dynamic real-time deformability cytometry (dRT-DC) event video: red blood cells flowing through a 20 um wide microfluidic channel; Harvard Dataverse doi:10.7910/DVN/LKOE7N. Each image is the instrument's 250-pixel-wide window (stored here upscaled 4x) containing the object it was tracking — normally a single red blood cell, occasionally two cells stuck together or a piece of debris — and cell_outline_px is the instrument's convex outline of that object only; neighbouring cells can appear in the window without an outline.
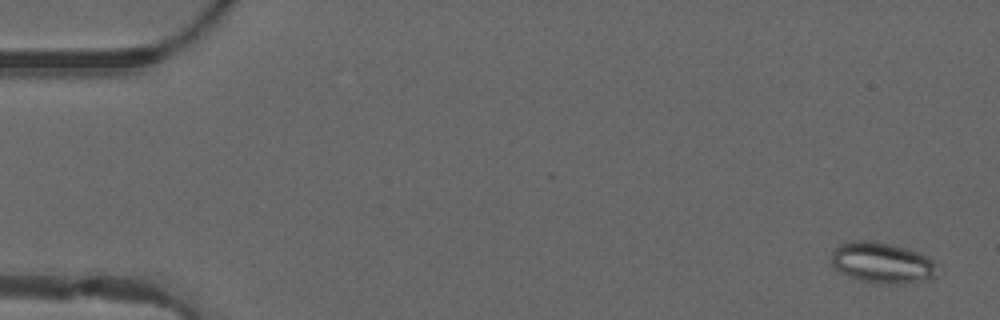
{"species": "common noctule bat (a hibernating species)", "species_latin": "Nyctalus noctula", "temperature_condition": "warm", "stored_images_in_passage": 50, "camera_frame_rate_fps": 3000, "um_per_image_px": 0.085, "animal": {"sex": "male", "forearm_length_mm": 52.5}, "frame": {"image": 1, "passage_image": 2, "time_ms": 0.333, "image_size_px": [1000, 320], "cell_outline_px": [[940, 264], [936, 276], [928, 280], [896, 284], [888, 284], [860, 280], [848, 276], [840, 272], [832, 264], [832, 252], [840, 244], [848, 240], [872, 240], [892, 244], [908, 248], [920, 252], [928, 256]], "centroid_in_image_um": [75.05, 22.32], "position_along_channel_um": 9.9, "area_um2": 25.72}}
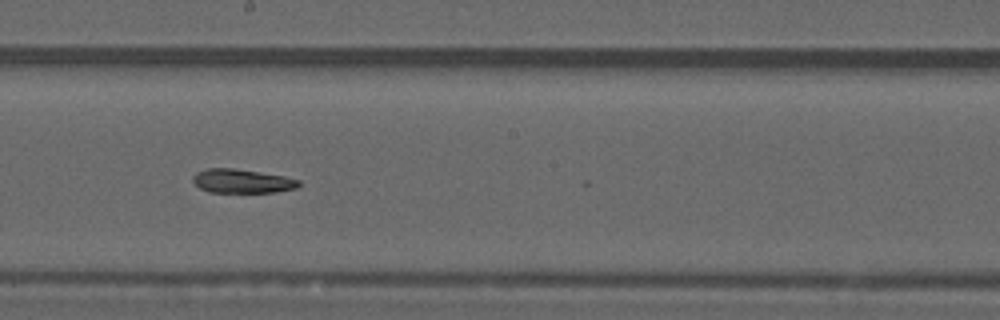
{"frame": {"image": 2, "passage_image": 28, "time_ms": 9.0, "image_size_px": [1000, 320], "cell_outline_px": [[300, 184], [296, 188], [276, 192], [208, 192], [200, 188], [192, 180], [192, 176], [196, 172], [208, 168], [232, 168], [260, 172], [284, 176], [300, 180]], "centroid_in_image_um": [20.56, 15.39], "position_along_channel_um": 227.6, "area_um2": 14.74}}
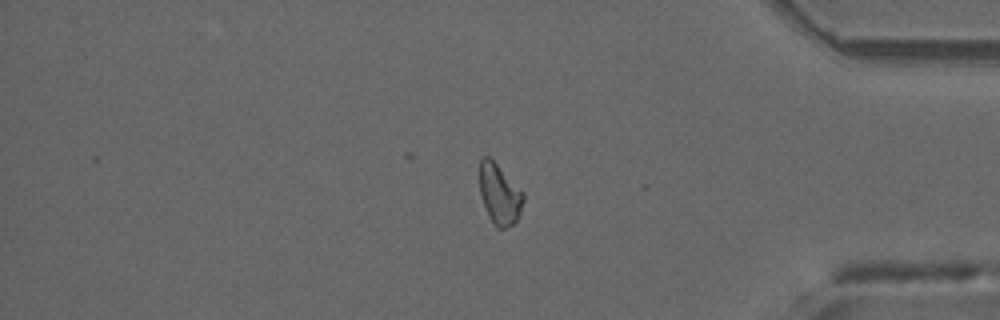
{"frame": {"image": 3, "passage_image": 42, "time_ms": 13.667, "image_size_px": [1000, 320], "cell_outline_px": [[524, 200], [520, 212], [516, 220], [512, 224], [504, 228], [496, 228], [492, 224], [484, 204], [480, 192], [480, 160], [484, 156], [488, 156], [524, 192]], "centroid_in_image_um": [42.46, 16.52], "position_along_channel_um": 392.7, "area_um2": 15.14}}